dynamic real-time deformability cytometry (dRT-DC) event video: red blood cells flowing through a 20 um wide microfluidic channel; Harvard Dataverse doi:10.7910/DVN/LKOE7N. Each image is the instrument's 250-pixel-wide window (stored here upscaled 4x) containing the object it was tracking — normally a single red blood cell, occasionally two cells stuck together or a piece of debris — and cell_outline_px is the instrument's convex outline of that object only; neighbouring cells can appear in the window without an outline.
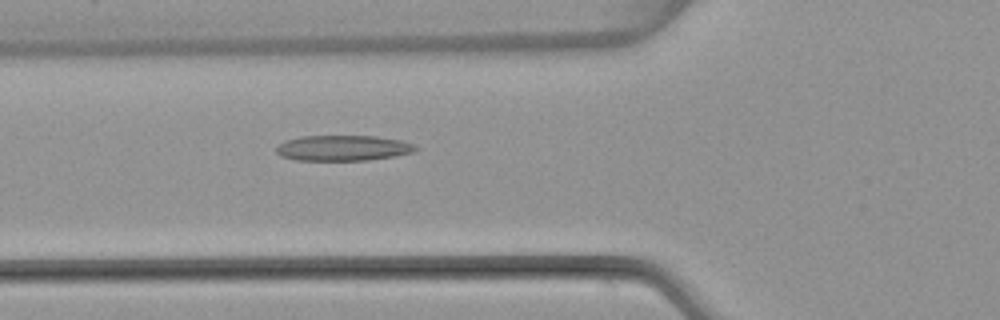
{"species": "common noctule bat (a hibernating species)", "species_latin": "Nyctalus noctula", "temperature_condition": "warm", "stored_images_in_passage": 52, "camera_frame_rate_fps": 3000, "um_per_image_px": 0.085, "animal": {"sex": "female", "body_mass_g": 22.7, "forearm_length_mm": 54.2}, "frame": {"image": 1, "passage_image": 19, "time_ms": 6.0, "image_size_px": [1000, 320], "cell_outline_px": [[420, 148], [412, 152], [396, 156], [368, 160], [296, 160], [280, 156], [276, 152], [276, 148], [284, 140], [300, 136], [376, 136], [400, 140], [412, 144]], "centroid_in_image_um": [29.14, 12.58], "position_along_channel_um": 96.7, "area_um2": 20.75}}
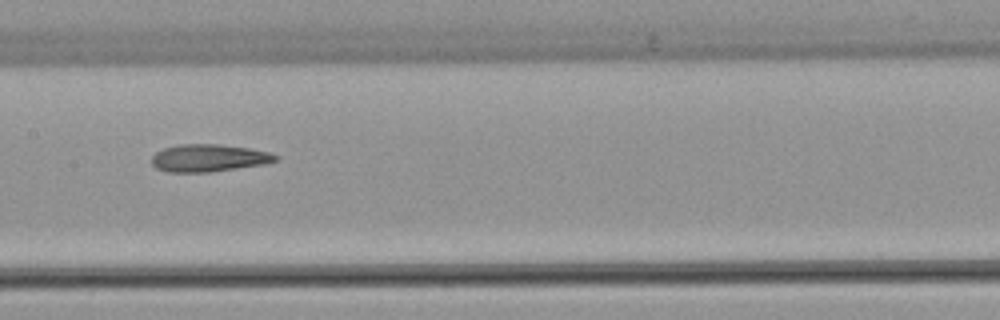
{"frame": {"image": 2, "passage_image": 26, "time_ms": 8.333, "image_size_px": [1000, 320], "cell_outline_px": [[280, 160], [264, 164], [208, 172], [168, 172], [156, 168], [152, 164], [152, 156], [156, 152], [164, 148], [180, 144], [216, 144], [248, 148], [268, 152], [280, 156]], "centroid_in_image_um": [17.75, 13.43], "position_along_channel_um": 189.7, "area_um2": 19.71}}
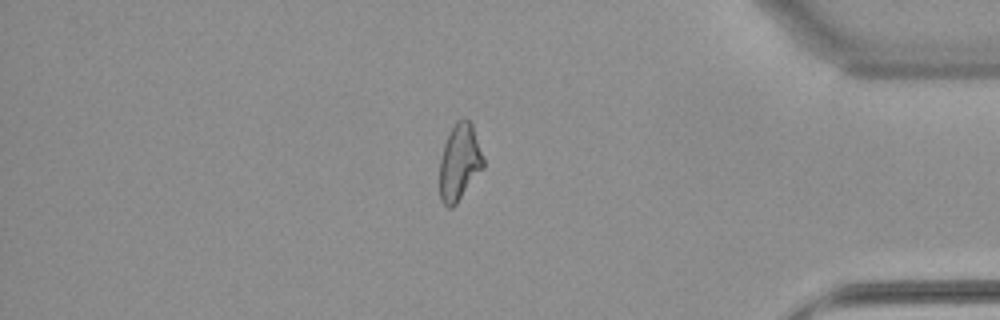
{"frame": {"image": 3, "passage_image": 44, "time_ms": 14.333, "image_size_px": [1000, 320], "cell_outline_px": [[484, 168], [456, 204], [452, 208], [448, 208], [440, 200], [440, 160], [444, 144], [456, 120], [464, 116], [472, 124], [484, 160]], "centroid_in_image_um": [39.06, 13.8], "position_along_channel_um": 396.1, "area_um2": 19.48}, "authors_computed_cell_mechanics": {"area_um2": 20.7213, "velocity_mm_per_s": 3.9618, "shape_relaxation_time_tau1_ms": null, "shape_relaxation_time_tau2_ms": 3.4849, "deformation_change_tau1": null, "deformation_change_tau2": 0.1315}}